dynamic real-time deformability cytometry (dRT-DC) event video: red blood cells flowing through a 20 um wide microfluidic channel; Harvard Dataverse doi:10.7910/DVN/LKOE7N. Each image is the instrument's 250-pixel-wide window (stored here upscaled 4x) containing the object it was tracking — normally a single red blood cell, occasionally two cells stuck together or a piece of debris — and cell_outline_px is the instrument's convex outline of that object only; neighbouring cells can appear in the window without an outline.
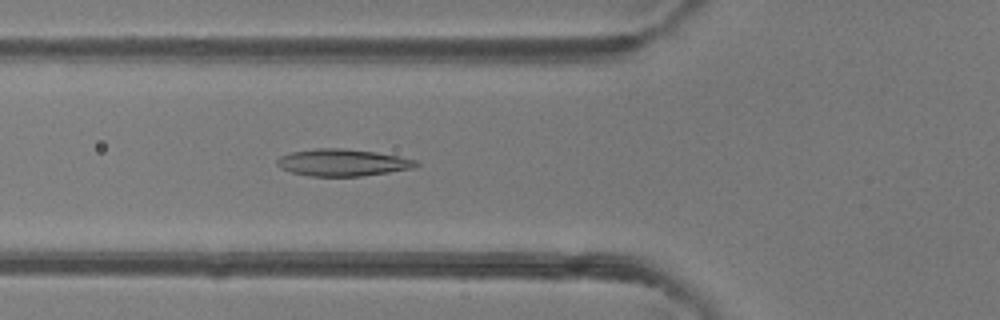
{"species": "common noctule bat (a hibernating species)", "species_latin": "Nyctalus noctula", "temperature_condition": "room temperature", "stored_images_in_passage": 49, "camera_frame_rate_fps": 3000, "um_per_image_px": 0.085, "animal": {"sex": "female"}, "frame": {"image": 1, "passage_image": 18, "time_ms": 5.667, "image_size_px": [1000, 320], "cell_outline_px": [[420, 164], [416, 168], [360, 176], [308, 176], [292, 172], [280, 168], [276, 164], [276, 160], [280, 156], [292, 152], [316, 148], [344, 148], [376, 152], [416, 160]], "centroid_in_image_um": [29.11, 13.81], "position_along_channel_um": 96.7, "area_um2": 21.85}}
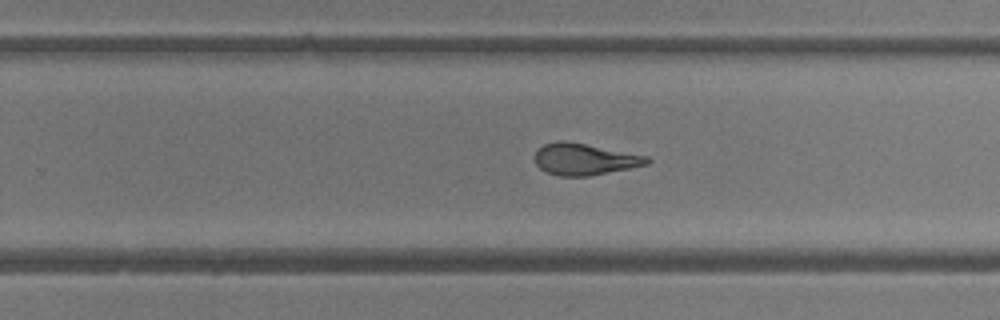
{"frame": {"image": 2, "passage_image": 31, "time_ms": 10.0, "image_size_px": [1000, 320], "cell_outline_px": [[652, 160], [648, 164], [588, 176], [556, 176], [540, 168], [536, 164], [536, 152], [544, 144], [556, 140], [564, 140], [648, 156]], "centroid_in_image_um": [49.68, 13.53], "position_along_channel_um": 280.1, "area_um2": 20.4}}
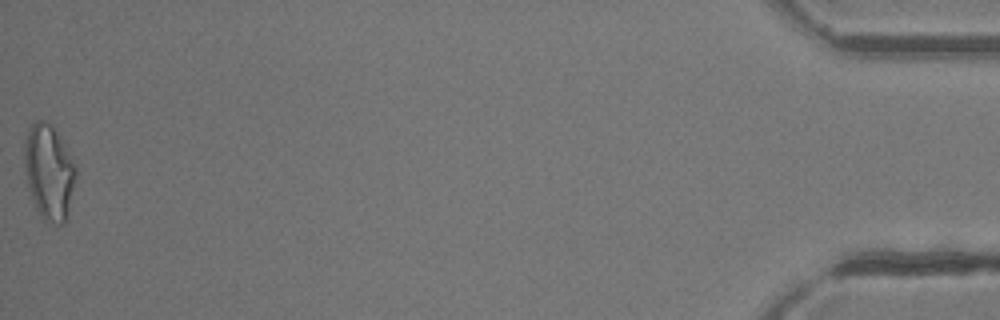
{"frame": {"image": 3, "passage_image": 49, "time_ms": 16.0, "image_size_px": [1000, 320], "cell_outline_px": [[76, 176], [68, 220], [64, 224], [56, 224], [44, 220], [40, 216], [36, 208], [28, 184], [24, 164], [24, 140], [28, 128], [36, 120], [44, 120], [52, 124], [60, 136], [76, 164]], "centroid_in_image_um": [4.19, 14.61], "position_along_channel_um": 431.0, "area_um2": 28.96}, "authors_computed_cell_mechanics": {"area_um2": 21.964, "velocity_mm_per_s": 4.2219, "shape_relaxation_time_tau1_ms": 3.9376, "shape_relaxation_time_tau2_ms": 1.3566, "deformation_change_tau1": 0.1875, "deformation_change_tau2": 0.1001}}